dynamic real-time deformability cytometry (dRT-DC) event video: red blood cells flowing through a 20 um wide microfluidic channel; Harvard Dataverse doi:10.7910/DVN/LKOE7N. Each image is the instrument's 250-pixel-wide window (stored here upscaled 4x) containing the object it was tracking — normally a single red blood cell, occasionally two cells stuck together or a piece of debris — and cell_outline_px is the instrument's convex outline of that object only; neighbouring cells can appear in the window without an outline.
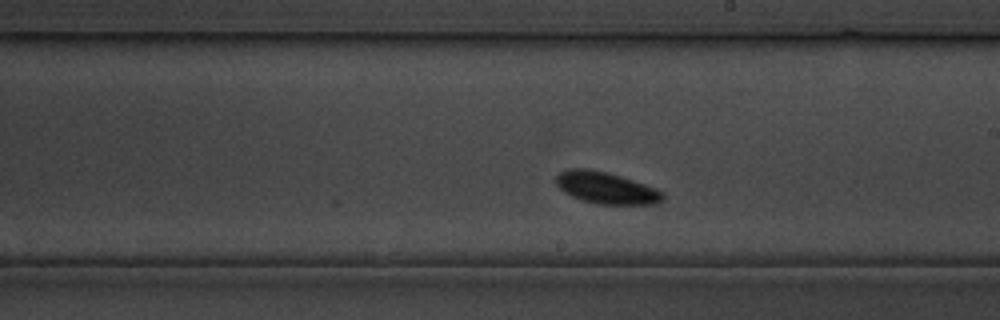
{"species": "common noctule bat (a hibernating species)", "species_latin": "Nyctalus noctula", "temperature_condition": "cold", "stored_images_in_passage": 24, "camera_frame_rate_fps": 3000, "um_per_image_px": 0.085, "animal": {"sex": "male", "body_mass_g": 19.5, "forearm_length_mm": 54.6}, "frame": {"image": 1, "passage_image": 11, "time_ms": 12.0, "image_size_px": [1000, 320], "cell_outline_px": [[664, 200], [660, 204], [596, 204], [572, 196], [564, 192], [556, 184], [556, 176], [560, 172], [568, 168], [588, 168], [608, 172], [656, 188], [664, 192]], "centroid_in_image_um": [51.54, 15.97], "position_along_channel_um": 237.5, "area_um2": 19.83}}